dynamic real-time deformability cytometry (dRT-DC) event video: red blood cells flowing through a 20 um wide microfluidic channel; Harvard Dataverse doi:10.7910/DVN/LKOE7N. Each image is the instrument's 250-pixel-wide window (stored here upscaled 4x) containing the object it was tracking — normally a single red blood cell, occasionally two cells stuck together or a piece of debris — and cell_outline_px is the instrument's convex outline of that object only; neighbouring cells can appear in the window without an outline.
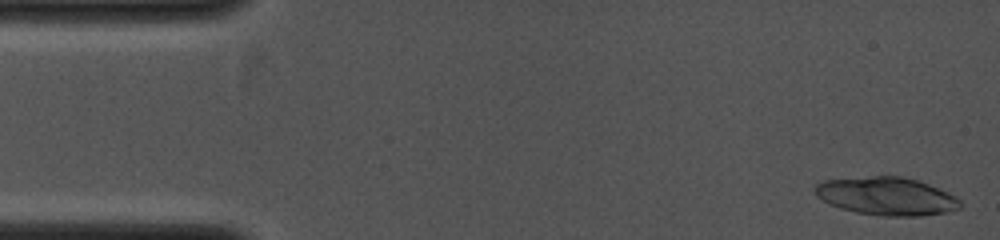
{"species": "common noctule bat (a hibernating species)", "species_latin": "Nyctalus noctula", "temperature_condition": "cold", "stored_images_in_passage": 5, "camera_frame_rate_fps": 4000, "um_per_image_px": 0.085, "animal": {"sex": "female", "body_mass_g": 19.0, "forearm_length_mm": 53.3}, "frame": {"image": 1, "passage_image": 1, "time_ms": 0.0, "image_size_px": [1000, 240], "cell_outline_px": [[960, 208], [944, 212], [920, 216], [880, 216], [856, 212], [840, 208], [816, 196], [812, 188], [816, 184], [824, 180], [872, 176], [900, 176], [916, 180], [928, 184], [948, 192], [960, 200]], "centroid_in_image_um": [75.33, 16.67], "position_along_channel_um": 9.7, "area_um2": 32.02}}
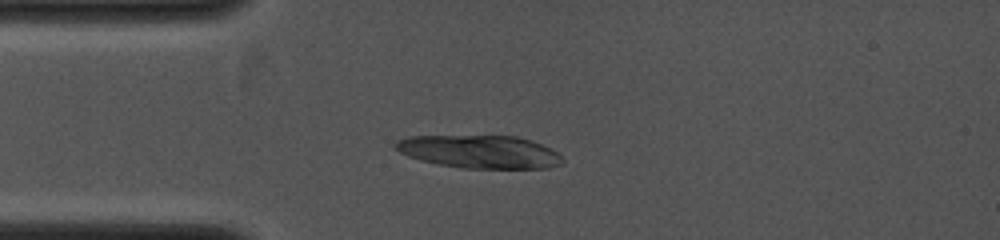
{"frame": {"image": 2, "passage_image": 5, "time_ms": 2.75, "image_size_px": [1000, 240], "cell_outline_px": [[564, 164], [548, 168], [460, 168], [420, 160], [408, 156], [400, 152], [392, 144], [396, 140], [408, 136], [516, 136], [532, 140], [556, 152], [564, 160]], "centroid_in_image_um": [40.75, 12.9], "position_along_channel_um": 44.2, "area_um2": 32.08}}